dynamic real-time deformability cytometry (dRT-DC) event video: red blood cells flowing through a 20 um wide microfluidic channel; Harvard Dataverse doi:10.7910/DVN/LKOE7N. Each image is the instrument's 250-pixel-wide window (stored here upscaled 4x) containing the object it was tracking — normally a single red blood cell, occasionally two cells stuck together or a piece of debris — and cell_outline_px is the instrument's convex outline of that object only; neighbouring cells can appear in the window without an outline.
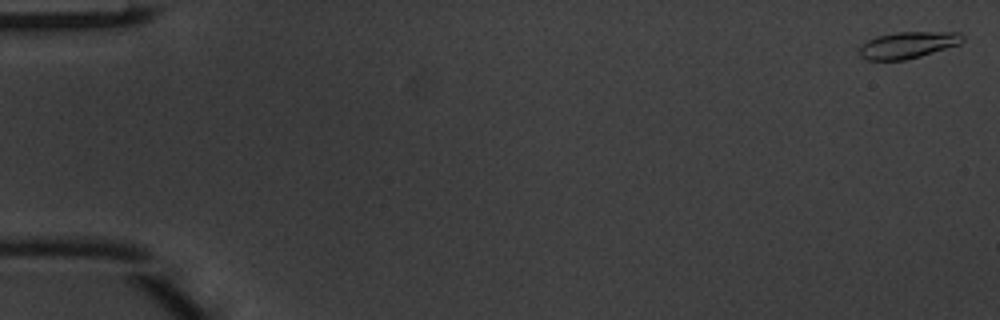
{"species": "common noctule bat (a hibernating species)", "species_latin": "Nyctalus noctula", "temperature_condition": "warm", "stored_images_in_passage": 5, "camera_frame_rate_fps": 3000, "um_per_image_px": 0.085, "animal": {"sex": "male", "body_mass_g": 20.1, "forearm_length_mm": 53.5}, "frame": {"image": 1, "passage_image": 1, "time_ms": 0.0, "image_size_px": [1000, 320], "cell_outline_px": [[964, 40], [960, 44], [920, 56], [904, 60], [868, 60], [860, 56], [860, 48], [868, 40], [876, 36], [896, 32], [960, 32], [964, 36]], "centroid_in_image_um": [77.2, 3.82], "position_along_channel_um": 7.8, "area_um2": 15.9}}
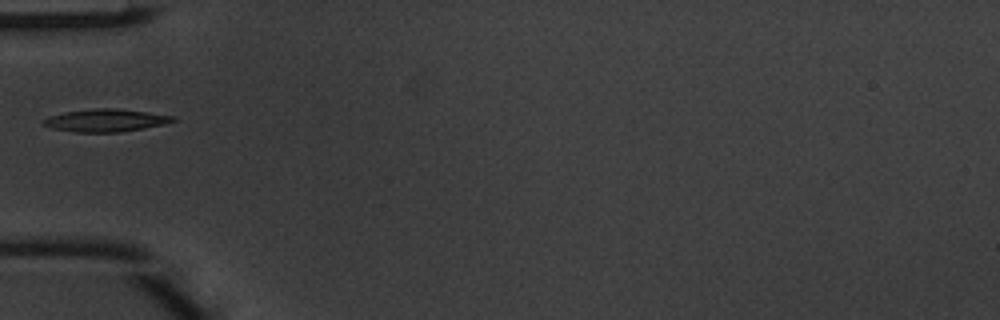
{"frame": {"image": 2, "passage_image": 5, "time_ms": 1.333, "image_size_px": [1000, 320], "cell_outline_px": [[176, 120], [144, 128], [120, 132], [76, 132], [52, 128], [44, 124], [40, 120], [48, 116], [64, 112], [96, 108], [116, 108], [176, 116]], "centroid_in_image_um": [8.94, 10.22], "position_along_channel_um": 76.1, "area_um2": 16.94}}